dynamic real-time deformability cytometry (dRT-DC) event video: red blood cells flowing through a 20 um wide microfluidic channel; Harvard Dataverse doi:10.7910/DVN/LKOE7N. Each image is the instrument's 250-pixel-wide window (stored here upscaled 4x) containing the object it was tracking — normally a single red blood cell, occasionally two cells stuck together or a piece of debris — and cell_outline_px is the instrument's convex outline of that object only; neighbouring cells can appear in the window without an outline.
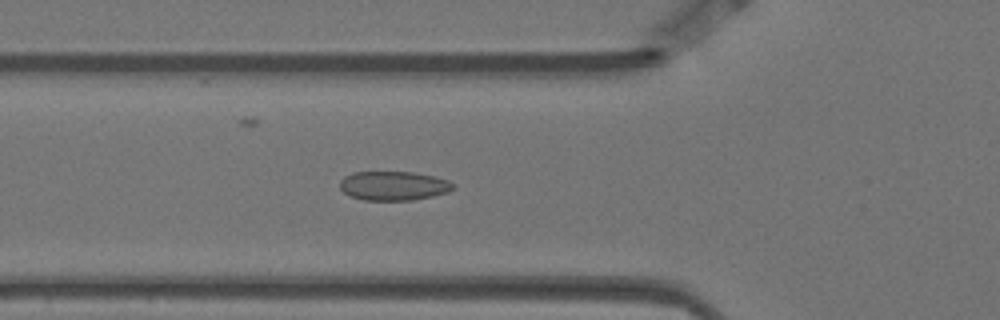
{"species": "Egyptian fruit bat (a non-hibernating species)", "species_latin": "Rousettus aegyptiacus", "temperature_condition": "warm", "stored_images_in_passage": 57, "camera_frame_rate_fps": 3000, "um_per_image_px": 0.085, "animal": {"sex": "female"}, "frame": {"image": 1, "passage_image": 19, "time_ms": 6.0, "image_size_px": [1000, 320], "cell_outline_px": [[456, 188], [448, 192], [432, 196], [412, 200], [364, 200], [348, 196], [340, 188], [340, 180], [344, 176], [352, 172], [412, 172], [432, 176], [448, 180], [456, 184]], "centroid_in_image_um": [33.45, 15.79], "position_along_channel_um": 92.4, "area_um2": 19.36}}
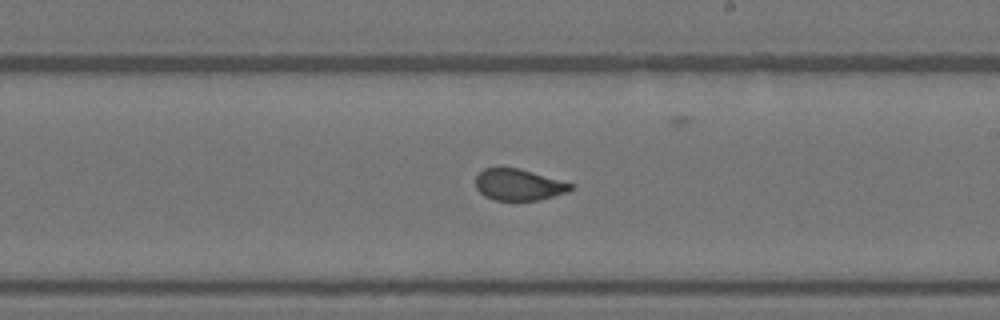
{"frame": {"image": 2, "passage_image": 32, "time_ms": 10.333, "image_size_px": [1000, 320], "cell_outline_px": [[576, 188], [568, 192], [540, 200], [496, 200], [484, 196], [476, 188], [476, 176], [484, 168], [500, 164], [520, 168], [576, 184]], "centroid_in_image_um": [44.11, 15.66], "position_along_channel_um": 244.9, "area_um2": 18.15}}
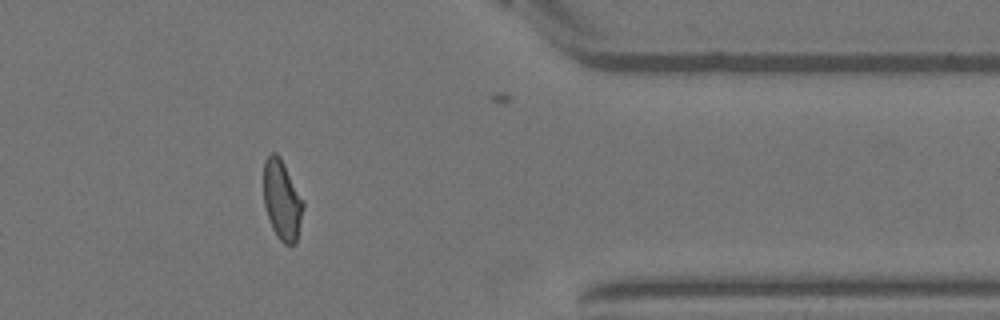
{"frame": {"image": 3, "passage_image": 46, "time_ms": 15.0, "image_size_px": [1000, 320], "cell_outline_px": [[304, 208], [296, 244], [284, 244], [276, 236], [272, 228], [264, 204], [264, 160], [272, 152], [276, 152], [280, 156], [304, 200]], "centroid_in_image_um": [23.99, 17.0], "position_along_channel_um": 387.4, "area_um2": 18.55}, "authors_computed_cell_mechanics": {"area_um2": 18.785, "velocity_mm_per_s": 3.5064, "shape_relaxation_time_tau1_ms": 5.9811, "shape_relaxation_time_tau2_ms": null, "deformation_change_tau1": 0.1415, "deformation_change_tau2": null}}